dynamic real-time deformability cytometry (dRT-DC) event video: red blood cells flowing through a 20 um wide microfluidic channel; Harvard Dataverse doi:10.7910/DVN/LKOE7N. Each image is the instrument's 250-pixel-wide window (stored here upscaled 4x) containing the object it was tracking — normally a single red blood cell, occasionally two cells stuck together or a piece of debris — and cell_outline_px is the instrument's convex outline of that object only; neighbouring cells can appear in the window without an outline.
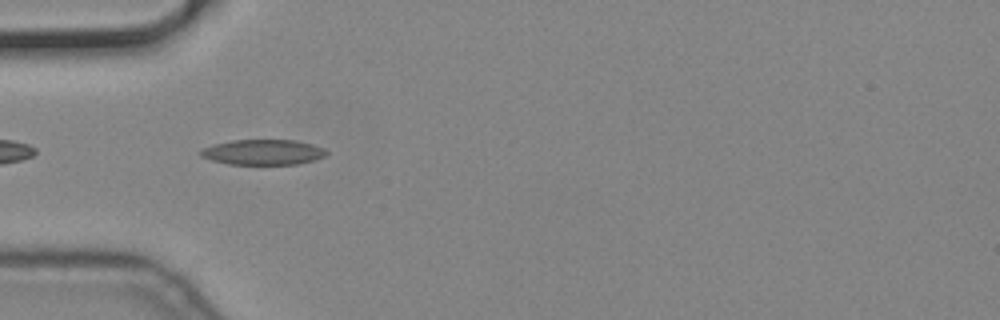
{"species": "common noctule bat (a hibernating species)", "species_latin": "Nyctalus noctula", "temperature_condition": "cold", "stored_images_in_passage": 4, "camera_frame_rate_fps": 3000, "um_per_image_px": 0.085, "animal": {"sex": "male", "body_mass_g": 19.2, "forearm_length_mm": 51.8}, "frame": {"image": 1, "passage_image": 2, "time_ms": 0.333, "image_size_px": [1000, 320], "cell_outline_px": [[328, 152], [324, 156], [312, 160], [296, 164], [228, 164], [212, 160], [200, 156], [196, 152], [212, 144], [232, 140], [296, 140], [312, 144], [324, 148]], "centroid_in_image_um": [22.31, 12.92], "position_along_channel_um": 62.7, "area_um2": 18.55}}